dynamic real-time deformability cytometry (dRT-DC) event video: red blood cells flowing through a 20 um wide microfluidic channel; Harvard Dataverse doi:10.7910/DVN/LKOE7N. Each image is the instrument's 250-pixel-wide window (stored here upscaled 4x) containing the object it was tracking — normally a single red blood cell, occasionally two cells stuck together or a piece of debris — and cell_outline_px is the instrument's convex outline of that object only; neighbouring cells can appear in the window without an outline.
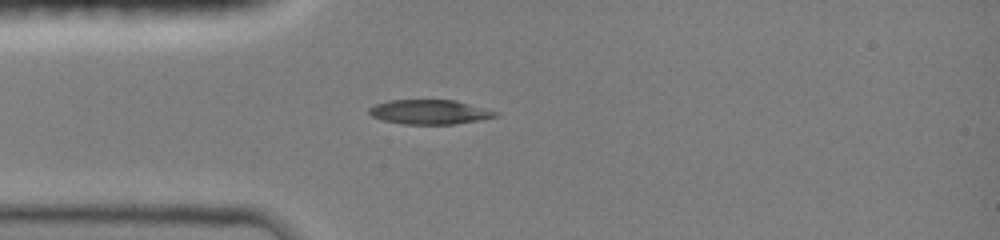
{"species": "common noctule bat (a hibernating species)", "species_latin": "Nyctalus noctula", "temperature_condition": "room temperature", "stored_images_in_passage": 10, "camera_frame_rate_fps": 3000, "um_per_image_px": 0.085, "animal": {"sex": "female", "body_mass_g": 19.0, "forearm_length_mm": 51.5}, "frame": {"image": 1, "passage_image": 1, "time_ms": 0.0, "image_size_px": [1000, 240], "cell_outline_px": [[500, 116], [480, 120], [456, 124], [404, 124], [380, 120], [372, 116], [368, 112], [368, 108], [376, 104], [388, 100], [456, 100], [500, 112]], "centroid_in_image_um": [36.54, 9.52], "position_along_channel_um": 48.5, "area_um2": 18.26}}
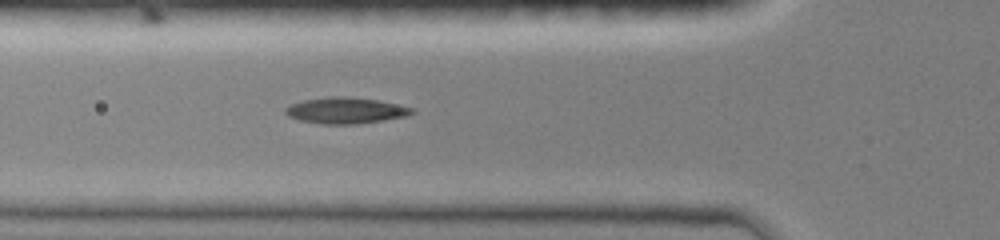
{"frame": {"image": 2, "passage_image": 4, "time_ms": 1.0, "image_size_px": [1000, 240], "cell_outline_px": [[416, 112], [408, 116], [384, 120], [356, 124], [320, 124], [300, 120], [288, 116], [284, 112], [284, 108], [292, 104], [304, 100], [328, 96], [344, 96], [376, 100], [416, 108]], "centroid_in_image_um": [29.4, 9.39], "position_along_channel_um": 96.4, "area_um2": 19.36}}
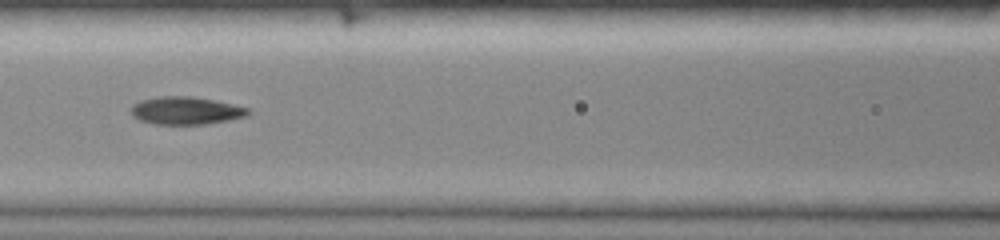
{"frame": {"image": 3, "passage_image": 7, "time_ms": 2.0, "image_size_px": [1000, 240], "cell_outline_px": [[252, 112], [248, 116], [208, 124], [152, 124], [140, 120], [132, 116], [132, 104], [140, 100], [156, 96], [192, 96], [232, 104], [248, 108]], "centroid_in_image_um": [15.79, 9.4], "position_along_channel_um": 150.8, "area_um2": 19.02}}